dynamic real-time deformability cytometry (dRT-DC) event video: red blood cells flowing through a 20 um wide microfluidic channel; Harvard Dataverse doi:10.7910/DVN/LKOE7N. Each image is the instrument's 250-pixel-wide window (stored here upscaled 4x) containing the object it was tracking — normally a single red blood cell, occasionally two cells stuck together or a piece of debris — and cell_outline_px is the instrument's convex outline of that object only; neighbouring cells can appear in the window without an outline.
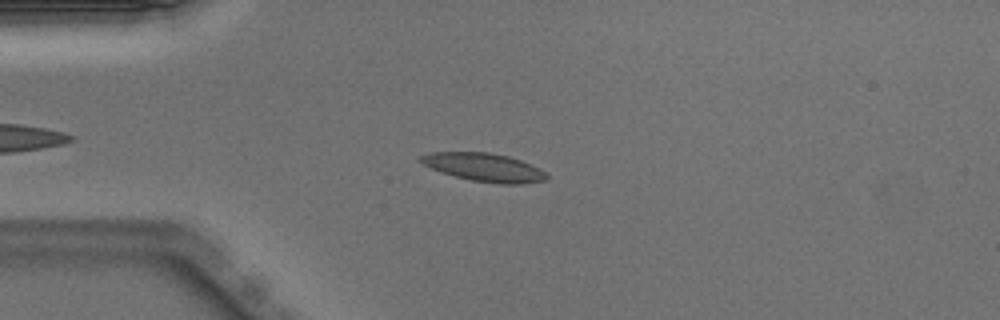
{"species": "Egyptian fruit bat (a non-hibernating species)", "species_latin": "Rousettus aegyptiacus", "temperature_condition": "warm", "stored_images_in_passage": 39, "camera_frame_rate_fps": 3000, "um_per_image_px": 0.085, "animal": {"sex": "male"}, "frame": {"image": 1, "passage_image": 10, "time_ms": 3.0, "image_size_px": [1000, 320], "cell_outline_px": [[548, 180], [524, 184], [500, 184], [472, 180], [440, 172], [416, 160], [420, 156], [432, 152], [488, 152], [508, 156], [520, 160], [540, 168], [548, 176]], "centroid_in_image_um": [41.16, 14.22], "position_along_channel_um": 43.8, "area_um2": 20.75}}
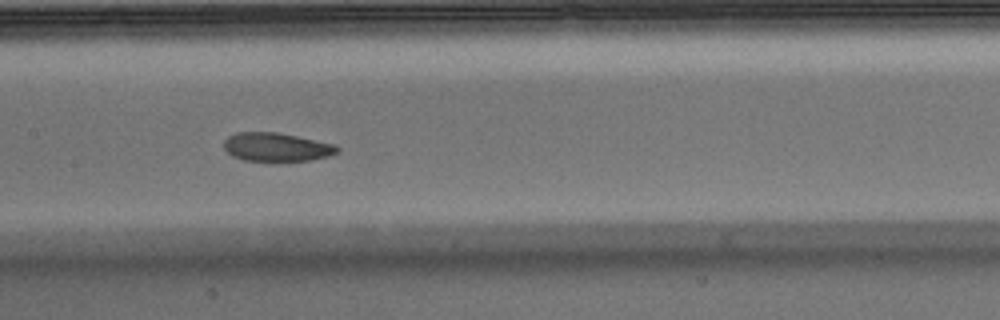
{"frame": {"image": 2, "passage_image": 22, "time_ms": 7.0, "image_size_px": [1000, 320], "cell_outline_px": [[340, 152], [328, 156], [312, 160], [268, 164], [244, 160], [232, 156], [224, 148], [224, 140], [228, 136], [236, 132], [276, 132], [336, 144], [340, 148]], "centroid_in_image_um": [23.51, 12.55], "position_along_channel_um": 183.9, "area_um2": 19.77}}
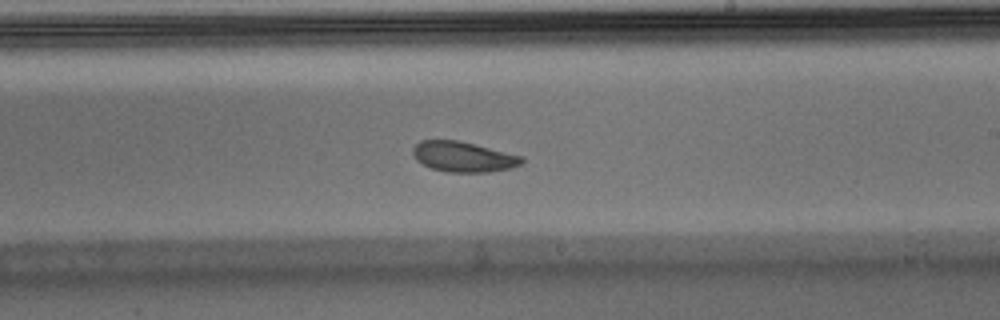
{"frame": {"image": 3, "passage_image": 27, "time_ms": 8.667, "image_size_px": [1000, 320], "cell_outline_px": [[524, 160], [520, 164], [512, 168], [488, 172], [448, 172], [432, 168], [416, 160], [412, 152], [412, 148], [420, 140], [460, 140], [524, 156]], "centroid_in_image_um": [39.4, 13.31], "position_along_channel_um": 249.6, "area_um2": 19.36}, "authors_computed_cell_mechanics": {"area_um2": 19.941, "velocity_mm_per_s": 3.955, "shape_relaxation_time_tau1_ms": 3.2305, "shape_relaxation_time_tau2_ms": 4.365, "deformation_change_tau1": 0.08, "deformation_change_tau2": 0.1151}}